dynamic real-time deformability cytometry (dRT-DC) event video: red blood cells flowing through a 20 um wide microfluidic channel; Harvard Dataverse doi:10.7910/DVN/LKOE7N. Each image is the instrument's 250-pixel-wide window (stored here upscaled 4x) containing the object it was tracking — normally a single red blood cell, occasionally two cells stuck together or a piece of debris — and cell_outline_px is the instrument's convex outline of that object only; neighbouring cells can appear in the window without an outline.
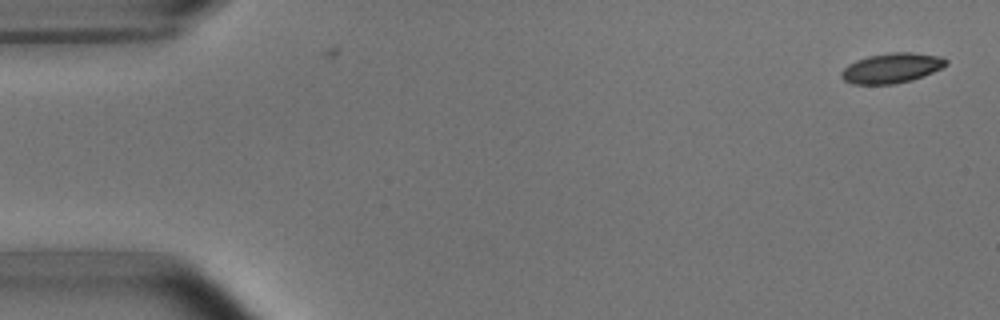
{"species": "common noctule bat (a hibernating species)", "species_latin": "Nyctalus noctula", "temperature_condition": "room temperature", "stored_images_in_passage": 5, "camera_frame_rate_fps": 3000, "um_per_image_px": 0.085, "animal": {"sex": "male", "body_mass_g": 15.6}, "frame": {"image": 1, "passage_image": 1, "time_ms": 0.0, "image_size_px": [1000, 320], "cell_outline_px": [[948, 64], [924, 76], [912, 80], [896, 84], [852, 84], [844, 80], [840, 76], [840, 72], [848, 64], [856, 60], [868, 56], [892, 52], [912, 52], [940, 56], [948, 60]], "centroid_in_image_um": [75.78, 5.78], "position_along_channel_um": 9.2, "area_um2": 18.38}}
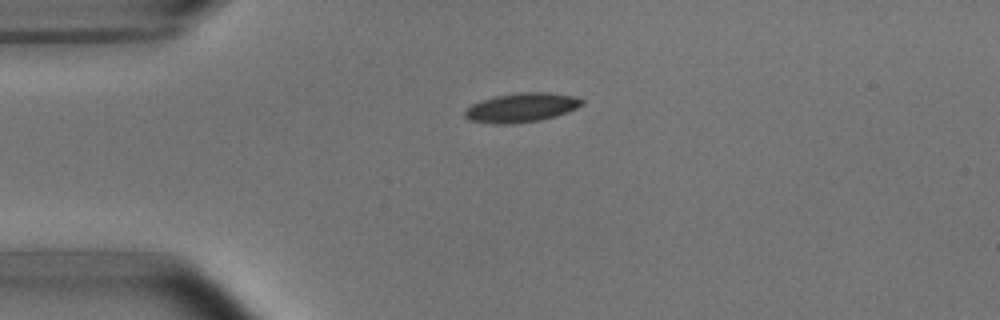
{"frame": {"image": 2, "passage_image": 4, "time_ms": 3.667, "image_size_px": [1000, 320], "cell_outline_px": [[584, 104], [576, 108], [556, 116], [540, 120], [512, 124], [492, 124], [468, 120], [464, 116], [464, 112], [472, 104], [480, 100], [496, 96], [520, 92], [548, 92], [572, 96], [584, 100]], "centroid_in_image_um": [44.3, 9.15], "position_along_channel_um": 40.7, "area_um2": 19.94}}